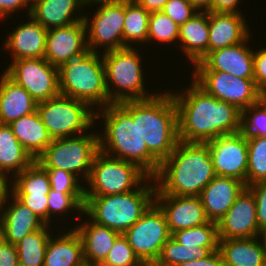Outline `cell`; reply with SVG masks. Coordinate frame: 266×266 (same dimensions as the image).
Listing matches in <instances>:
<instances>
[{
    "instance_id": "6da1fadb",
    "label": "cell",
    "mask_w": 266,
    "mask_h": 266,
    "mask_svg": "<svg viewBox=\"0 0 266 266\" xmlns=\"http://www.w3.org/2000/svg\"><path fill=\"white\" fill-rule=\"evenodd\" d=\"M184 94L172 93L178 110L179 140L206 143L241 131V111L207 93L194 80Z\"/></svg>"
},
{
    "instance_id": "7a4b0ae2",
    "label": "cell",
    "mask_w": 266,
    "mask_h": 266,
    "mask_svg": "<svg viewBox=\"0 0 266 266\" xmlns=\"http://www.w3.org/2000/svg\"><path fill=\"white\" fill-rule=\"evenodd\" d=\"M216 177L207 143L179 141L154 176L156 187L175 196H200Z\"/></svg>"
},
{
    "instance_id": "3957f363",
    "label": "cell",
    "mask_w": 266,
    "mask_h": 266,
    "mask_svg": "<svg viewBox=\"0 0 266 266\" xmlns=\"http://www.w3.org/2000/svg\"><path fill=\"white\" fill-rule=\"evenodd\" d=\"M118 104L132 119H138V131L149 152L162 163L180 141L178 110L172 93H155L148 99Z\"/></svg>"
},
{
    "instance_id": "277c9868",
    "label": "cell",
    "mask_w": 266,
    "mask_h": 266,
    "mask_svg": "<svg viewBox=\"0 0 266 266\" xmlns=\"http://www.w3.org/2000/svg\"><path fill=\"white\" fill-rule=\"evenodd\" d=\"M101 110L102 113L99 110L96 112V118L102 116L105 121L103 137L99 135L100 151L108 156L132 162L150 177H154L161 163L149 152L141 137L138 119H132L119 104H109ZM113 153L116 156H113Z\"/></svg>"
},
{
    "instance_id": "5b68a950",
    "label": "cell",
    "mask_w": 266,
    "mask_h": 266,
    "mask_svg": "<svg viewBox=\"0 0 266 266\" xmlns=\"http://www.w3.org/2000/svg\"><path fill=\"white\" fill-rule=\"evenodd\" d=\"M152 180L154 177L149 176L150 185L140 184L131 192L85 196L84 214L93 222L124 234L155 202L156 186H151Z\"/></svg>"
},
{
    "instance_id": "8992f818",
    "label": "cell",
    "mask_w": 266,
    "mask_h": 266,
    "mask_svg": "<svg viewBox=\"0 0 266 266\" xmlns=\"http://www.w3.org/2000/svg\"><path fill=\"white\" fill-rule=\"evenodd\" d=\"M98 52L87 51L58 68L60 94L88 104L92 109L110 104L105 67ZM94 105V106H93Z\"/></svg>"
},
{
    "instance_id": "52a82bcc",
    "label": "cell",
    "mask_w": 266,
    "mask_h": 266,
    "mask_svg": "<svg viewBox=\"0 0 266 266\" xmlns=\"http://www.w3.org/2000/svg\"><path fill=\"white\" fill-rule=\"evenodd\" d=\"M102 59L110 104L143 100L154 96L145 91L143 70H141L142 60L133 47L106 51ZM113 84L116 88L114 91L110 88Z\"/></svg>"
},
{
    "instance_id": "ba28073f",
    "label": "cell",
    "mask_w": 266,
    "mask_h": 266,
    "mask_svg": "<svg viewBox=\"0 0 266 266\" xmlns=\"http://www.w3.org/2000/svg\"><path fill=\"white\" fill-rule=\"evenodd\" d=\"M99 135L100 132H94L53 139L36 161L44 169H63L78 178L84 174L87 181L94 158L100 151Z\"/></svg>"
},
{
    "instance_id": "9c48e42d",
    "label": "cell",
    "mask_w": 266,
    "mask_h": 266,
    "mask_svg": "<svg viewBox=\"0 0 266 266\" xmlns=\"http://www.w3.org/2000/svg\"><path fill=\"white\" fill-rule=\"evenodd\" d=\"M149 175L132 162L117 159L99 151L93 161L85 187V196H106L135 190ZM139 184V185H138ZM87 188V189H86Z\"/></svg>"
},
{
    "instance_id": "30bf717a",
    "label": "cell",
    "mask_w": 266,
    "mask_h": 266,
    "mask_svg": "<svg viewBox=\"0 0 266 266\" xmlns=\"http://www.w3.org/2000/svg\"><path fill=\"white\" fill-rule=\"evenodd\" d=\"M37 111L52 139L84 134L96 119L88 104L62 94L39 102Z\"/></svg>"
},
{
    "instance_id": "8fae6325",
    "label": "cell",
    "mask_w": 266,
    "mask_h": 266,
    "mask_svg": "<svg viewBox=\"0 0 266 266\" xmlns=\"http://www.w3.org/2000/svg\"><path fill=\"white\" fill-rule=\"evenodd\" d=\"M123 235L139 259L146 266H153L172 234L163 211L154 202Z\"/></svg>"
},
{
    "instance_id": "7c38bea8",
    "label": "cell",
    "mask_w": 266,
    "mask_h": 266,
    "mask_svg": "<svg viewBox=\"0 0 266 266\" xmlns=\"http://www.w3.org/2000/svg\"><path fill=\"white\" fill-rule=\"evenodd\" d=\"M4 72L39 103L58 96V68L45 58L18 59Z\"/></svg>"
},
{
    "instance_id": "4fadbf2b",
    "label": "cell",
    "mask_w": 266,
    "mask_h": 266,
    "mask_svg": "<svg viewBox=\"0 0 266 266\" xmlns=\"http://www.w3.org/2000/svg\"><path fill=\"white\" fill-rule=\"evenodd\" d=\"M193 76L207 93L235 105L240 111L258 103L259 90L254 79L234 77L222 71H194Z\"/></svg>"
},
{
    "instance_id": "5bb4252c",
    "label": "cell",
    "mask_w": 266,
    "mask_h": 266,
    "mask_svg": "<svg viewBox=\"0 0 266 266\" xmlns=\"http://www.w3.org/2000/svg\"><path fill=\"white\" fill-rule=\"evenodd\" d=\"M90 21L86 14L88 51L98 52L96 47L104 46L105 52L123 48V28L125 20V3L100 4ZM89 27V28H88Z\"/></svg>"
},
{
    "instance_id": "9a60e30c",
    "label": "cell",
    "mask_w": 266,
    "mask_h": 266,
    "mask_svg": "<svg viewBox=\"0 0 266 266\" xmlns=\"http://www.w3.org/2000/svg\"><path fill=\"white\" fill-rule=\"evenodd\" d=\"M216 176L231 177L247 186L248 143L240 131L223 135L206 142Z\"/></svg>"
},
{
    "instance_id": "2e32d148",
    "label": "cell",
    "mask_w": 266,
    "mask_h": 266,
    "mask_svg": "<svg viewBox=\"0 0 266 266\" xmlns=\"http://www.w3.org/2000/svg\"><path fill=\"white\" fill-rule=\"evenodd\" d=\"M84 20L47 31L44 58L59 68L88 51Z\"/></svg>"
},
{
    "instance_id": "e0dca14e",
    "label": "cell",
    "mask_w": 266,
    "mask_h": 266,
    "mask_svg": "<svg viewBox=\"0 0 266 266\" xmlns=\"http://www.w3.org/2000/svg\"><path fill=\"white\" fill-rule=\"evenodd\" d=\"M256 201L246 187L218 224L219 240L259 237Z\"/></svg>"
},
{
    "instance_id": "ac0fdd59",
    "label": "cell",
    "mask_w": 266,
    "mask_h": 266,
    "mask_svg": "<svg viewBox=\"0 0 266 266\" xmlns=\"http://www.w3.org/2000/svg\"><path fill=\"white\" fill-rule=\"evenodd\" d=\"M155 203L163 211L171 234L209 222L199 196L163 194L156 187Z\"/></svg>"
},
{
    "instance_id": "d6986e66",
    "label": "cell",
    "mask_w": 266,
    "mask_h": 266,
    "mask_svg": "<svg viewBox=\"0 0 266 266\" xmlns=\"http://www.w3.org/2000/svg\"><path fill=\"white\" fill-rule=\"evenodd\" d=\"M249 38L239 44L209 52L194 64V71H222L234 77L253 79L254 51L246 45Z\"/></svg>"
},
{
    "instance_id": "ffe728a7",
    "label": "cell",
    "mask_w": 266,
    "mask_h": 266,
    "mask_svg": "<svg viewBox=\"0 0 266 266\" xmlns=\"http://www.w3.org/2000/svg\"><path fill=\"white\" fill-rule=\"evenodd\" d=\"M246 187L238 179L216 176L199 196L208 220L218 223Z\"/></svg>"
},
{
    "instance_id": "44dd1931",
    "label": "cell",
    "mask_w": 266,
    "mask_h": 266,
    "mask_svg": "<svg viewBox=\"0 0 266 266\" xmlns=\"http://www.w3.org/2000/svg\"><path fill=\"white\" fill-rule=\"evenodd\" d=\"M13 203L0 210V237L11 244H17L28 234L41 229L45 223L11 192ZM4 208V209H3Z\"/></svg>"
},
{
    "instance_id": "7402d4cb",
    "label": "cell",
    "mask_w": 266,
    "mask_h": 266,
    "mask_svg": "<svg viewBox=\"0 0 266 266\" xmlns=\"http://www.w3.org/2000/svg\"><path fill=\"white\" fill-rule=\"evenodd\" d=\"M209 52L245 41L249 29L243 14L208 12Z\"/></svg>"
},
{
    "instance_id": "603a6c76",
    "label": "cell",
    "mask_w": 266,
    "mask_h": 266,
    "mask_svg": "<svg viewBox=\"0 0 266 266\" xmlns=\"http://www.w3.org/2000/svg\"><path fill=\"white\" fill-rule=\"evenodd\" d=\"M29 21L20 24L7 37L5 48L12 51V61L18 59L44 58L47 31L29 16Z\"/></svg>"
},
{
    "instance_id": "cb8c5ba5",
    "label": "cell",
    "mask_w": 266,
    "mask_h": 266,
    "mask_svg": "<svg viewBox=\"0 0 266 266\" xmlns=\"http://www.w3.org/2000/svg\"><path fill=\"white\" fill-rule=\"evenodd\" d=\"M87 221L84 224L81 223L82 225L75 226L74 229L82 241L86 266H100L121 233L99 225L91 219Z\"/></svg>"
},
{
    "instance_id": "d4e9b609",
    "label": "cell",
    "mask_w": 266,
    "mask_h": 266,
    "mask_svg": "<svg viewBox=\"0 0 266 266\" xmlns=\"http://www.w3.org/2000/svg\"><path fill=\"white\" fill-rule=\"evenodd\" d=\"M38 103L5 72L0 79V124H10L37 111Z\"/></svg>"
},
{
    "instance_id": "484cf974",
    "label": "cell",
    "mask_w": 266,
    "mask_h": 266,
    "mask_svg": "<svg viewBox=\"0 0 266 266\" xmlns=\"http://www.w3.org/2000/svg\"><path fill=\"white\" fill-rule=\"evenodd\" d=\"M82 7L81 0H32L29 16L49 30L83 21V15L73 17Z\"/></svg>"
},
{
    "instance_id": "4316f807",
    "label": "cell",
    "mask_w": 266,
    "mask_h": 266,
    "mask_svg": "<svg viewBox=\"0 0 266 266\" xmlns=\"http://www.w3.org/2000/svg\"><path fill=\"white\" fill-rule=\"evenodd\" d=\"M258 239L219 240L223 266H266V249Z\"/></svg>"
},
{
    "instance_id": "83f0119b",
    "label": "cell",
    "mask_w": 266,
    "mask_h": 266,
    "mask_svg": "<svg viewBox=\"0 0 266 266\" xmlns=\"http://www.w3.org/2000/svg\"><path fill=\"white\" fill-rule=\"evenodd\" d=\"M9 126L17 140L35 161L53 141L38 111L14 120Z\"/></svg>"
},
{
    "instance_id": "f1b7e54d",
    "label": "cell",
    "mask_w": 266,
    "mask_h": 266,
    "mask_svg": "<svg viewBox=\"0 0 266 266\" xmlns=\"http://www.w3.org/2000/svg\"><path fill=\"white\" fill-rule=\"evenodd\" d=\"M182 51L191 63L200 62L209 53L208 12H197L186 23L179 25Z\"/></svg>"
},
{
    "instance_id": "f546056e",
    "label": "cell",
    "mask_w": 266,
    "mask_h": 266,
    "mask_svg": "<svg viewBox=\"0 0 266 266\" xmlns=\"http://www.w3.org/2000/svg\"><path fill=\"white\" fill-rule=\"evenodd\" d=\"M49 238L45 252L44 266H86L83 245L75 229L63 233L60 237Z\"/></svg>"
},
{
    "instance_id": "4dcf8cb0",
    "label": "cell",
    "mask_w": 266,
    "mask_h": 266,
    "mask_svg": "<svg viewBox=\"0 0 266 266\" xmlns=\"http://www.w3.org/2000/svg\"><path fill=\"white\" fill-rule=\"evenodd\" d=\"M35 160L23 148L8 124H0V172L17 174L28 168Z\"/></svg>"
},
{
    "instance_id": "1f68e13d",
    "label": "cell",
    "mask_w": 266,
    "mask_h": 266,
    "mask_svg": "<svg viewBox=\"0 0 266 266\" xmlns=\"http://www.w3.org/2000/svg\"><path fill=\"white\" fill-rule=\"evenodd\" d=\"M149 17L150 12L135 0L125 2L123 48L131 47V42H147Z\"/></svg>"
},
{
    "instance_id": "d6a6232c",
    "label": "cell",
    "mask_w": 266,
    "mask_h": 266,
    "mask_svg": "<svg viewBox=\"0 0 266 266\" xmlns=\"http://www.w3.org/2000/svg\"><path fill=\"white\" fill-rule=\"evenodd\" d=\"M11 183L13 195H48L51 190L47 171L37 161L17 174Z\"/></svg>"
},
{
    "instance_id": "836d02e7",
    "label": "cell",
    "mask_w": 266,
    "mask_h": 266,
    "mask_svg": "<svg viewBox=\"0 0 266 266\" xmlns=\"http://www.w3.org/2000/svg\"><path fill=\"white\" fill-rule=\"evenodd\" d=\"M50 226L45 224L41 229L28 234L15 244L19 262L26 266H44L45 252L50 238Z\"/></svg>"
},
{
    "instance_id": "e575fe53",
    "label": "cell",
    "mask_w": 266,
    "mask_h": 266,
    "mask_svg": "<svg viewBox=\"0 0 266 266\" xmlns=\"http://www.w3.org/2000/svg\"><path fill=\"white\" fill-rule=\"evenodd\" d=\"M218 247H189L176 242L172 237L164 244L158 260L153 266H177L183 262L202 259Z\"/></svg>"
},
{
    "instance_id": "d590c367",
    "label": "cell",
    "mask_w": 266,
    "mask_h": 266,
    "mask_svg": "<svg viewBox=\"0 0 266 266\" xmlns=\"http://www.w3.org/2000/svg\"><path fill=\"white\" fill-rule=\"evenodd\" d=\"M171 237L183 246L218 247V224L209 221L201 226L181 229L172 233Z\"/></svg>"
},
{
    "instance_id": "8d00e7d4",
    "label": "cell",
    "mask_w": 266,
    "mask_h": 266,
    "mask_svg": "<svg viewBox=\"0 0 266 266\" xmlns=\"http://www.w3.org/2000/svg\"><path fill=\"white\" fill-rule=\"evenodd\" d=\"M247 186L266 181V137H247Z\"/></svg>"
},
{
    "instance_id": "74e56055",
    "label": "cell",
    "mask_w": 266,
    "mask_h": 266,
    "mask_svg": "<svg viewBox=\"0 0 266 266\" xmlns=\"http://www.w3.org/2000/svg\"><path fill=\"white\" fill-rule=\"evenodd\" d=\"M179 25L162 11L150 12L147 43L158 40L161 43L177 42Z\"/></svg>"
},
{
    "instance_id": "f35d334b",
    "label": "cell",
    "mask_w": 266,
    "mask_h": 266,
    "mask_svg": "<svg viewBox=\"0 0 266 266\" xmlns=\"http://www.w3.org/2000/svg\"><path fill=\"white\" fill-rule=\"evenodd\" d=\"M84 204L85 193H63L51 189L48 194V225L53 214L66 213L72 208L84 213Z\"/></svg>"
},
{
    "instance_id": "ab89813d",
    "label": "cell",
    "mask_w": 266,
    "mask_h": 266,
    "mask_svg": "<svg viewBox=\"0 0 266 266\" xmlns=\"http://www.w3.org/2000/svg\"><path fill=\"white\" fill-rule=\"evenodd\" d=\"M100 266H146L129 245L128 239L121 234L114 242L106 259Z\"/></svg>"
},
{
    "instance_id": "60d3db41",
    "label": "cell",
    "mask_w": 266,
    "mask_h": 266,
    "mask_svg": "<svg viewBox=\"0 0 266 266\" xmlns=\"http://www.w3.org/2000/svg\"><path fill=\"white\" fill-rule=\"evenodd\" d=\"M241 132L246 137H266V109L259 103L241 111Z\"/></svg>"
},
{
    "instance_id": "b9f144b4",
    "label": "cell",
    "mask_w": 266,
    "mask_h": 266,
    "mask_svg": "<svg viewBox=\"0 0 266 266\" xmlns=\"http://www.w3.org/2000/svg\"><path fill=\"white\" fill-rule=\"evenodd\" d=\"M51 189L63 193H85V187L79 183V178L63 169H45Z\"/></svg>"
},
{
    "instance_id": "7bdbcfd3",
    "label": "cell",
    "mask_w": 266,
    "mask_h": 266,
    "mask_svg": "<svg viewBox=\"0 0 266 266\" xmlns=\"http://www.w3.org/2000/svg\"><path fill=\"white\" fill-rule=\"evenodd\" d=\"M162 12L175 23L181 25L193 17L197 13V10L188 0H169L165 4Z\"/></svg>"
},
{
    "instance_id": "ee69618b",
    "label": "cell",
    "mask_w": 266,
    "mask_h": 266,
    "mask_svg": "<svg viewBox=\"0 0 266 266\" xmlns=\"http://www.w3.org/2000/svg\"><path fill=\"white\" fill-rule=\"evenodd\" d=\"M256 201V220L258 229L262 232L266 229V181L257 182L247 186Z\"/></svg>"
},
{
    "instance_id": "f6af8a7d",
    "label": "cell",
    "mask_w": 266,
    "mask_h": 266,
    "mask_svg": "<svg viewBox=\"0 0 266 266\" xmlns=\"http://www.w3.org/2000/svg\"><path fill=\"white\" fill-rule=\"evenodd\" d=\"M38 218L48 225V195H14Z\"/></svg>"
},
{
    "instance_id": "bcb514c9",
    "label": "cell",
    "mask_w": 266,
    "mask_h": 266,
    "mask_svg": "<svg viewBox=\"0 0 266 266\" xmlns=\"http://www.w3.org/2000/svg\"><path fill=\"white\" fill-rule=\"evenodd\" d=\"M253 79L258 90L266 87V47L253 53Z\"/></svg>"
},
{
    "instance_id": "7dc6e473",
    "label": "cell",
    "mask_w": 266,
    "mask_h": 266,
    "mask_svg": "<svg viewBox=\"0 0 266 266\" xmlns=\"http://www.w3.org/2000/svg\"><path fill=\"white\" fill-rule=\"evenodd\" d=\"M17 262L16 245L8 243L0 237V266H15Z\"/></svg>"
},
{
    "instance_id": "c3c4849f",
    "label": "cell",
    "mask_w": 266,
    "mask_h": 266,
    "mask_svg": "<svg viewBox=\"0 0 266 266\" xmlns=\"http://www.w3.org/2000/svg\"><path fill=\"white\" fill-rule=\"evenodd\" d=\"M30 3H32V0H0V18H6V15L8 17L11 13L17 12L18 9H23L27 6L28 8L25 9L28 10L27 14L29 16L31 10Z\"/></svg>"
},
{
    "instance_id": "681fc988",
    "label": "cell",
    "mask_w": 266,
    "mask_h": 266,
    "mask_svg": "<svg viewBox=\"0 0 266 266\" xmlns=\"http://www.w3.org/2000/svg\"><path fill=\"white\" fill-rule=\"evenodd\" d=\"M177 266H223L222 256L219 250L212 251L208 256L202 259H195L189 262H183Z\"/></svg>"
},
{
    "instance_id": "f907efd6",
    "label": "cell",
    "mask_w": 266,
    "mask_h": 266,
    "mask_svg": "<svg viewBox=\"0 0 266 266\" xmlns=\"http://www.w3.org/2000/svg\"><path fill=\"white\" fill-rule=\"evenodd\" d=\"M240 1L239 0H212L211 1V12H226V13L241 14V11L239 12L237 10V6L239 5Z\"/></svg>"
},
{
    "instance_id": "816d5d0a",
    "label": "cell",
    "mask_w": 266,
    "mask_h": 266,
    "mask_svg": "<svg viewBox=\"0 0 266 266\" xmlns=\"http://www.w3.org/2000/svg\"><path fill=\"white\" fill-rule=\"evenodd\" d=\"M140 6L148 12L162 11L169 0H135Z\"/></svg>"
},
{
    "instance_id": "f5cc1de1",
    "label": "cell",
    "mask_w": 266,
    "mask_h": 266,
    "mask_svg": "<svg viewBox=\"0 0 266 266\" xmlns=\"http://www.w3.org/2000/svg\"><path fill=\"white\" fill-rule=\"evenodd\" d=\"M8 177L0 172V210L7 203L10 198H8L9 187H8Z\"/></svg>"
},
{
    "instance_id": "db71d44e",
    "label": "cell",
    "mask_w": 266,
    "mask_h": 266,
    "mask_svg": "<svg viewBox=\"0 0 266 266\" xmlns=\"http://www.w3.org/2000/svg\"><path fill=\"white\" fill-rule=\"evenodd\" d=\"M193 7L199 12H211V1L212 0H188ZM204 9V10H203Z\"/></svg>"
},
{
    "instance_id": "11a10c76",
    "label": "cell",
    "mask_w": 266,
    "mask_h": 266,
    "mask_svg": "<svg viewBox=\"0 0 266 266\" xmlns=\"http://www.w3.org/2000/svg\"><path fill=\"white\" fill-rule=\"evenodd\" d=\"M131 0H81L83 6L95 4L125 3Z\"/></svg>"
},
{
    "instance_id": "9f6ffc18",
    "label": "cell",
    "mask_w": 266,
    "mask_h": 266,
    "mask_svg": "<svg viewBox=\"0 0 266 266\" xmlns=\"http://www.w3.org/2000/svg\"><path fill=\"white\" fill-rule=\"evenodd\" d=\"M258 103L266 109V87L259 90Z\"/></svg>"
},
{
    "instance_id": "6f0895ef",
    "label": "cell",
    "mask_w": 266,
    "mask_h": 266,
    "mask_svg": "<svg viewBox=\"0 0 266 266\" xmlns=\"http://www.w3.org/2000/svg\"><path fill=\"white\" fill-rule=\"evenodd\" d=\"M260 236H263L264 237L263 238V244H264V247L266 249V229L261 232V235Z\"/></svg>"
},
{
    "instance_id": "680465c9",
    "label": "cell",
    "mask_w": 266,
    "mask_h": 266,
    "mask_svg": "<svg viewBox=\"0 0 266 266\" xmlns=\"http://www.w3.org/2000/svg\"><path fill=\"white\" fill-rule=\"evenodd\" d=\"M15 266H26V265L18 261Z\"/></svg>"
}]
</instances>
